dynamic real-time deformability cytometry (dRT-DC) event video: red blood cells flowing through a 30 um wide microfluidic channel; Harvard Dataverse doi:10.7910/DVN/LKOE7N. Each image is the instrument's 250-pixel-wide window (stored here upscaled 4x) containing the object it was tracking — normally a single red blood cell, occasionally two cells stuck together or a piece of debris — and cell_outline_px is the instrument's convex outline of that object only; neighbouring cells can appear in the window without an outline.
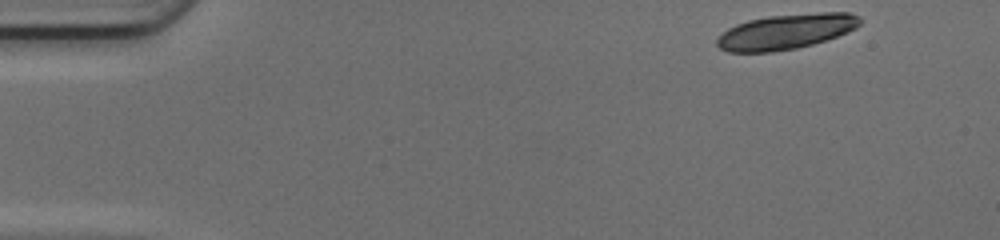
{"species": "common noctule bat (a hibernating species)", "species_latin": "Nyctalus noctula", "temperature_condition": "cold", "stored_images_in_passage": 14, "camera_frame_rate_fps": 3000, "um_per_image_px": 0.085, "animal": {"sex": "female", "body_mass_g": 17.0, "forearm_length_mm": 48.0}, "frame": {"image": 1, "passage_image": 1, "time_ms": 0.0, "image_size_px": [1000, 240], "cell_outline_px": [[860, 24], [856, 28], [848, 32], [812, 44], [796, 48], [772, 52], [728, 52], [720, 48], [716, 44], [716, 40], [728, 28], [736, 24], [748, 20], [772, 16], [820, 12], [852, 12], [860, 16]], "centroid_in_image_um": [66.82, 2.68], "position_along_channel_um": 18.2, "area_um2": 29.19}}